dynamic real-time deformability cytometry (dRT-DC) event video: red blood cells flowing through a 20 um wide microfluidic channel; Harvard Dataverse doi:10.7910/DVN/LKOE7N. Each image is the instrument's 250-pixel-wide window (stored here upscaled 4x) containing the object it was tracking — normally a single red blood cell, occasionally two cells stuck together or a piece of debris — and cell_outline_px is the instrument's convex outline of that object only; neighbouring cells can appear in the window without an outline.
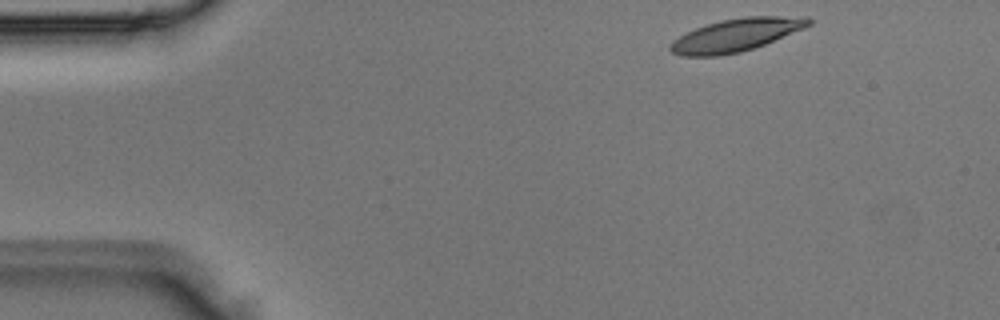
{"species": "Egyptian fruit bat (a non-hibernating species)", "species_latin": "Rousettus aegyptiacus", "temperature_condition": "room temperature", "stored_images_in_passage": 2, "camera_frame_rate_fps": 3000, "um_per_image_px": 0.085, "animal": {"sex": "male"}, "frame": {"image": 1, "passage_image": 1, "time_ms": 0.0, "image_size_px": [1000, 320], "cell_outline_px": [[812, 24], [804, 28], [764, 44], [740, 52], [720, 56], [680, 56], [672, 52], [668, 48], [668, 44], [672, 40], [696, 28], [708, 24], [724, 20], [744, 16], [808, 16], [812, 20]], "centroid_in_image_um": [62.56, 2.98], "position_along_channel_um": 22.4, "area_um2": 26.36}}